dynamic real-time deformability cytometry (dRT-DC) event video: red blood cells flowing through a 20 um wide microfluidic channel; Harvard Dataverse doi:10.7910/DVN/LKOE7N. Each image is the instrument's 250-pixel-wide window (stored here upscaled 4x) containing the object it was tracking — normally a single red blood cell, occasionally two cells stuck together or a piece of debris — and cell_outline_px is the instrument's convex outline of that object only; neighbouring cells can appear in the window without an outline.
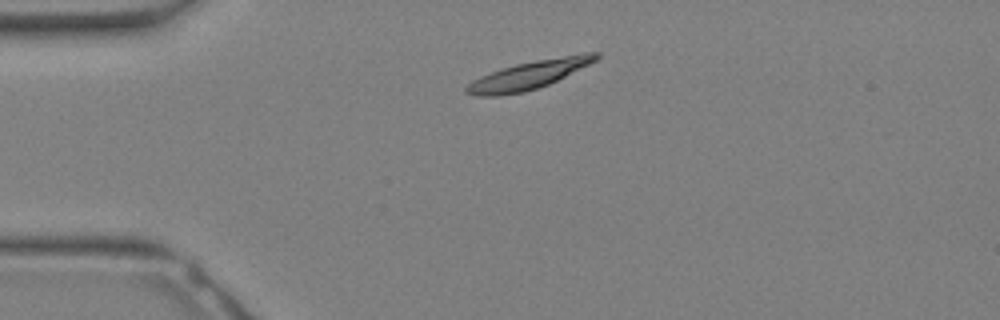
{"species": "Egyptian fruit bat (a non-hibernating species)", "species_latin": "Rousettus aegyptiacus", "temperature_condition": "warm", "stored_images_in_passage": 26, "camera_frame_rate_fps": 3000, "um_per_image_px": 0.085, "animal": {"sex": "female"}, "frame": {"image": 1, "passage_image": 1, "time_ms": 0.0, "image_size_px": [1000, 320], "cell_outline_px": [[600, 56], [596, 60], [548, 84], [524, 92], [500, 96], [476, 96], [464, 92], [464, 88], [472, 80], [480, 76], [500, 68], [516, 64], [536, 60], [584, 52], [600, 52]], "centroid_in_image_um": [44.89, 6.37], "position_along_channel_um": 40.1, "area_um2": 21.21}}
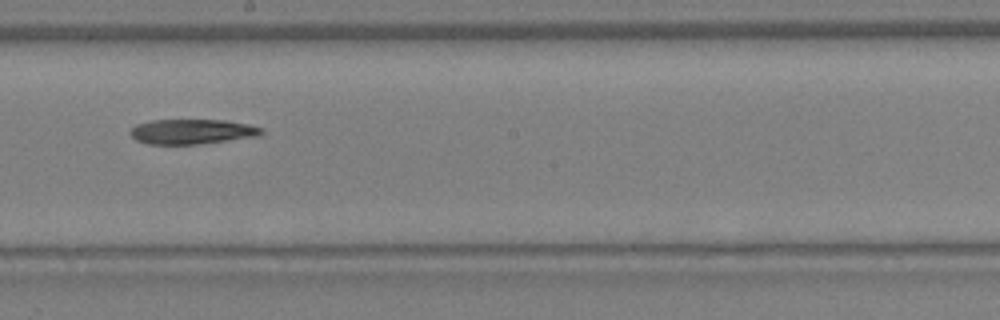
{"frame": {"image": 2, "passage_image": 12, "time_ms": 3.667, "image_size_px": [1000, 320], "cell_outline_px": [[264, 132], [256, 136], [196, 144], [148, 144], [136, 140], [128, 132], [136, 124], [152, 120], [224, 120], [248, 124], [264, 128]], "centroid_in_image_um": [16.29, 11.18], "position_along_channel_um": 231.9, "area_um2": 18.9}}
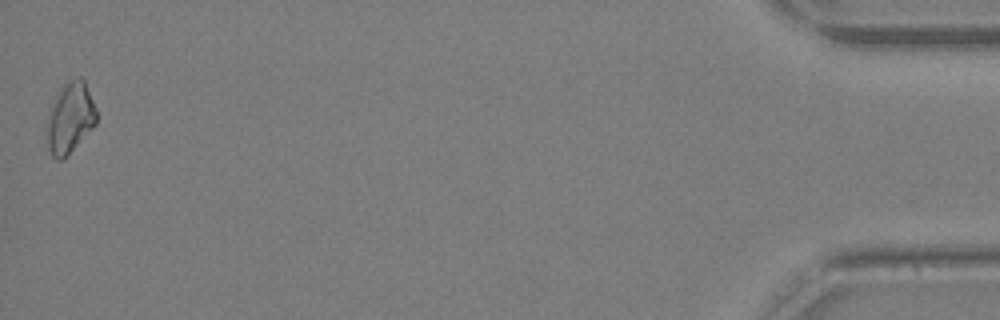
{"frame": {"image": 3, "passage_image": 26, "time_ms": 8.333, "image_size_px": [1000, 320], "cell_outline_px": [[96, 124], [64, 160], [56, 160], [52, 156], [48, 148], [48, 116], [52, 104], [60, 88], [64, 84], [80, 76], [84, 80], [96, 108]], "centroid_in_image_um": [5.97, 10.05], "position_along_channel_um": 429.2, "area_um2": 20.17}}